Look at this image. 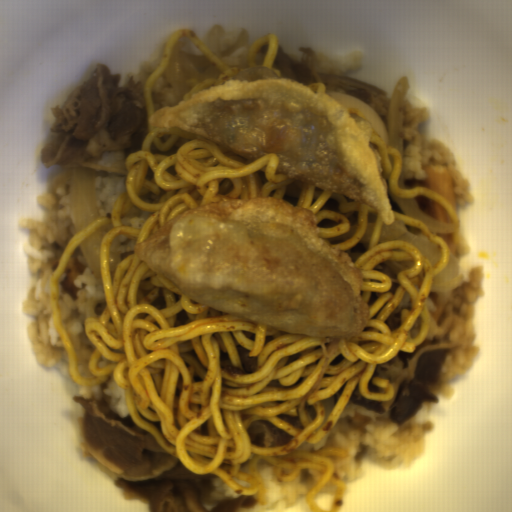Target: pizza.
<instances>
[{
    "instance_id": "2",
    "label": "pizza",
    "mask_w": 512,
    "mask_h": 512,
    "mask_svg": "<svg viewBox=\"0 0 512 512\" xmlns=\"http://www.w3.org/2000/svg\"><path fill=\"white\" fill-rule=\"evenodd\" d=\"M427 206H428V215L435 218L437 221L442 223H453L454 219L448 209H446L442 204L438 201L431 200L427 198Z\"/></svg>"
},
{
    "instance_id": "1",
    "label": "pizza",
    "mask_w": 512,
    "mask_h": 512,
    "mask_svg": "<svg viewBox=\"0 0 512 512\" xmlns=\"http://www.w3.org/2000/svg\"><path fill=\"white\" fill-rule=\"evenodd\" d=\"M427 187L439 195L452 209H456L449 165L444 162L427 164Z\"/></svg>"
}]
</instances>
